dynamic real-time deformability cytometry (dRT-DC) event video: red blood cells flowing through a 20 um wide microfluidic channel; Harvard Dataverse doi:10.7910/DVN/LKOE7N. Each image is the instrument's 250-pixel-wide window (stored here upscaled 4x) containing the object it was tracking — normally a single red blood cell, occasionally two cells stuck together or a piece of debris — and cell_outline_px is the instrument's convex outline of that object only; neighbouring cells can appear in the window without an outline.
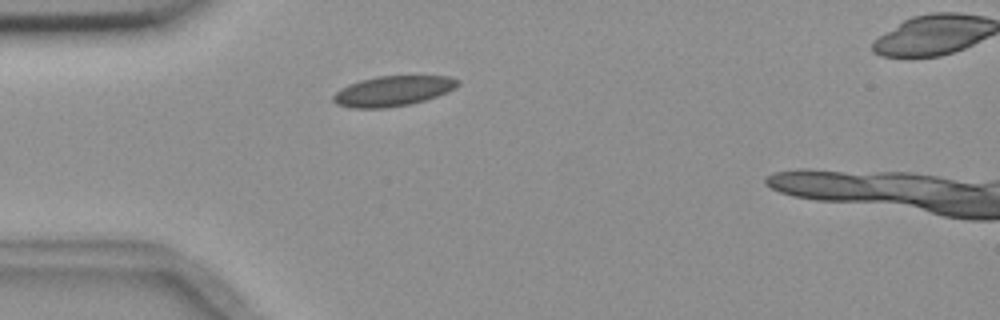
{"species": "common noctule bat (a hibernating species)", "species_latin": "Nyctalus noctula", "temperature_condition": "room temperature", "stored_images_in_passage": 4, "segment_of_instrument_passage": [1, 2], "camera_frame_rate_fps": 3000, "um_per_image_px": 0.085, "animal": {"sex": "female", "body_mass_g": 18.4}, "frame": {"image": 1, "passage_image": 3, "time_ms": 2.333, "image_size_px": [1000, 320], "cell_outline_px": [[460, 84], [456, 88], [436, 96], [424, 100], [408, 104], [384, 108], [352, 108], [336, 104], [332, 100], [332, 96], [340, 88], [348, 84], [360, 80], [376, 76], [448, 76], [460, 80]], "centroid_in_image_um": [33.37, 7.73], "position_along_channel_um": 51.6, "area_um2": 21.91}}